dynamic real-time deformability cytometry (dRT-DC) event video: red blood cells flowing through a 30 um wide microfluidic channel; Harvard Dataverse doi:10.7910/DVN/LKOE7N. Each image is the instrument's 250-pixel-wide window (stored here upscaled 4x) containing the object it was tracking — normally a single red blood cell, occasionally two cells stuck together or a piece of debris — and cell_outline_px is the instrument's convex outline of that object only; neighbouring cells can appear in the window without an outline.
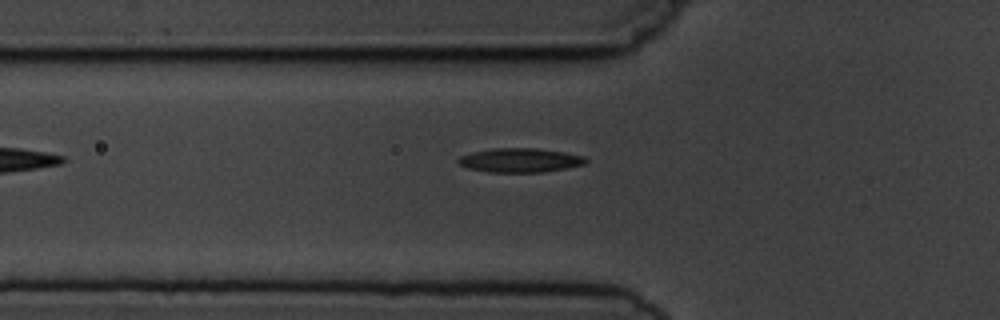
{"species": "common noctule bat (a hibernating species)", "species_latin": "Nyctalus noctula", "temperature_condition": "cold", "stored_images_in_passage": 7, "camera_frame_rate_fps": 3000, "um_per_image_px": 0.085, "animal": {"sex": "male", "body_mass_g": 19.5, "forearm_length_mm": 54.6}, "frame": {"image": 1, "passage_image": 5, "time_ms": 5.0, "image_size_px": [1000, 320], "cell_outline_px": [[588, 160], [584, 164], [544, 172], [488, 172], [468, 168], [460, 164], [456, 160], [460, 156], [472, 152], [492, 148], [536, 148], [564, 152], [584, 156]], "centroid_in_image_um": [44.18, 13.61], "position_along_channel_um": 81.6, "area_um2": 17.86}}
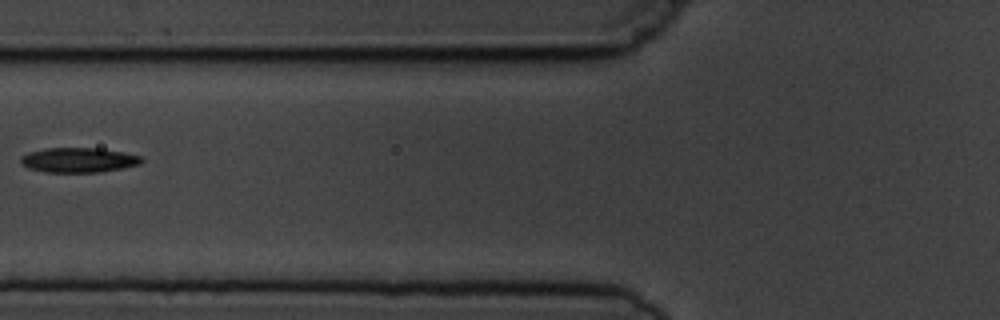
{"frame": {"image": 2, "passage_image": 6, "time_ms": 6.0, "image_size_px": [1000, 320], "cell_outline_px": [[144, 160], [140, 164], [100, 172], [44, 172], [28, 168], [20, 164], [20, 156], [28, 152], [44, 148], [100, 148], [124, 152], [140, 156]], "centroid_in_image_um": [6.63, 13.6], "position_along_channel_um": 119.2, "area_um2": 17.57}}
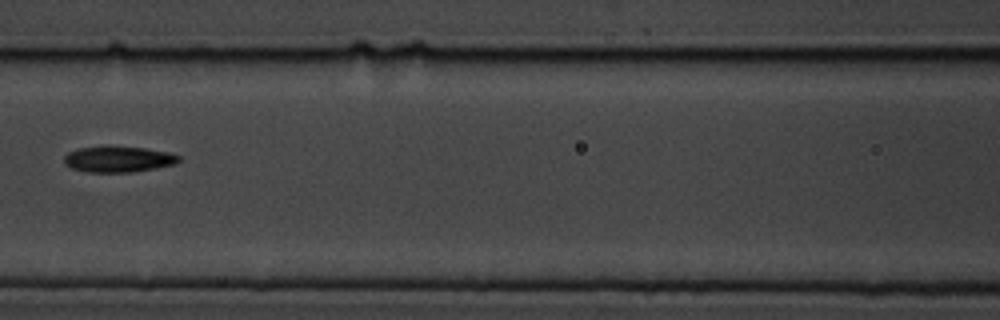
{"frame": {"image": 3, "passage_image": 7, "time_ms": 7.0, "image_size_px": [1000, 320], "cell_outline_px": [[180, 160], [176, 164], [132, 172], [88, 172], [72, 168], [64, 164], [64, 156], [68, 152], [80, 148], [108, 144], [112, 144], [144, 148], [168, 152], [180, 156]], "centroid_in_image_um": [10.04, 13.5], "position_along_channel_um": 156.6, "area_um2": 17.74}}